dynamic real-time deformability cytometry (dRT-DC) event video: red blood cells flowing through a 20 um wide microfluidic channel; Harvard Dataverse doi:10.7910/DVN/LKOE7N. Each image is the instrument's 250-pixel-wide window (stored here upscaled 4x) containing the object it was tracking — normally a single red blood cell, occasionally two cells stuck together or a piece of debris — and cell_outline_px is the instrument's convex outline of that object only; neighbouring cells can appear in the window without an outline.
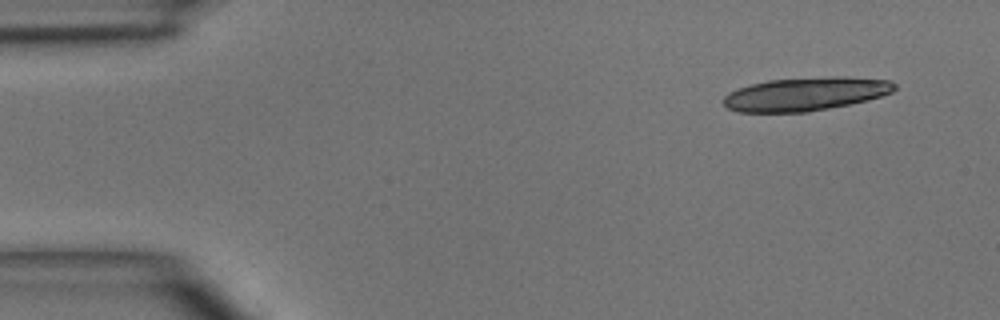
{"species": "common noctule bat (a hibernating species)", "species_latin": "Nyctalus noctula", "temperature_condition": "room temperature", "stored_images_in_passage": 2, "camera_frame_rate_fps": 3000, "um_per_image_px": 0.085, "animal": {"sex": "male", "body_mass_g": 15.6}, "frame": {"image": 1, "passage_image": 2, "time_ms": 2.0, "image_size_px": [1000, 320], "cell_outline_px": [[896, 88], [892, 92], [868, 100], [808, 112], [736, 112], [728, 108], [724, 104], [724, 96], [728, 92], [752, 84], [768, 80], [832, 76], [844, 76], [888, 80], [896, 84]], "centroid_in_image_um": [68.47, 7.98], "position_along_channel_um": 16.5, "area_um2": 33.23}}